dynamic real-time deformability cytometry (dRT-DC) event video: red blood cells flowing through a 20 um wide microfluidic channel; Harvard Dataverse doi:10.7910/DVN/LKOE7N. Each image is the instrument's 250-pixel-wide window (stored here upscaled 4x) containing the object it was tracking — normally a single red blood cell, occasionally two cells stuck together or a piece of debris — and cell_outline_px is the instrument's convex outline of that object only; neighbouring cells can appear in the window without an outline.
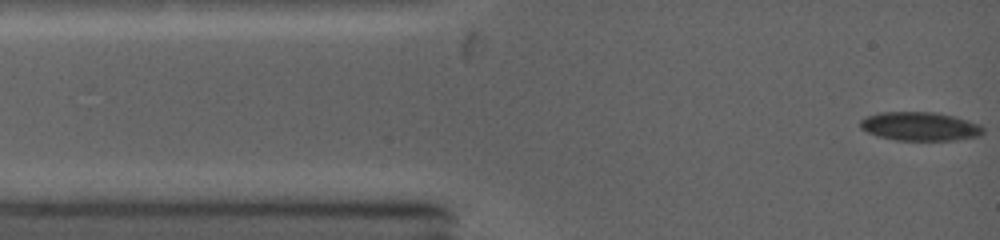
{"species": "common noctule bat (a hibernating species)", "species_latin": "Nyctalus noctula", "temperature_condition": "warm", "stored_images_in_passage": 6, "camera_frame_rate_fps": 5000, "um_per_image_px": 0.085, "animal": {"sex": "female", "body_mass_g": 19.0, "forearm_length_mm": 53.3}, "frame": {"image": 1, "passage_image": 1, "time_ms": 0.0, "image_size_px": [1000, 240], "cell_outline_px": [[984, 132], [980, 136], [952, 140], [896, 140], [876, 136], [860, 128], [860, 120], [868, 116], [880, 112], [936, 112], [968, 120], [980, 124], [984, 128]], "centroid_in_image_um": [78.2, 10.74], "position_along_channel_um": 6.8, "area_um2": 20.58}}
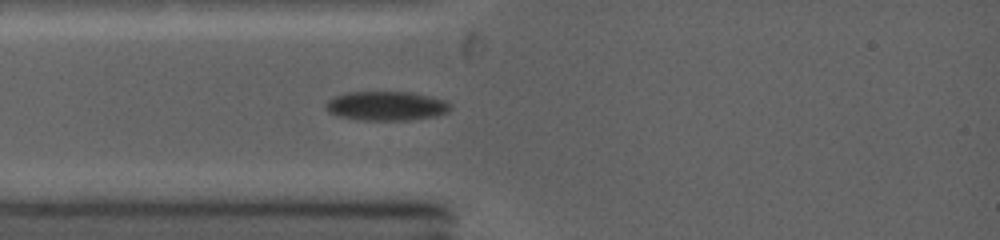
{"frame": {"image": 2, "passage_image": 6, "time_ms": 2.4, "image_size_px": [1000, 240], "cell_outline_px": [[452, 108], [448, 112], [436, 116], [408, 120], [356, 120], [336, 116], [328, 112], [324, 104], [328, 100], [336, 96], [352, 92], [408, 92], [428, 96], [444, 100]], "centroid_in_image_um": [32.8, 9.02], "position_along_channel_um": 52.2, "area_um2": 21.15}}